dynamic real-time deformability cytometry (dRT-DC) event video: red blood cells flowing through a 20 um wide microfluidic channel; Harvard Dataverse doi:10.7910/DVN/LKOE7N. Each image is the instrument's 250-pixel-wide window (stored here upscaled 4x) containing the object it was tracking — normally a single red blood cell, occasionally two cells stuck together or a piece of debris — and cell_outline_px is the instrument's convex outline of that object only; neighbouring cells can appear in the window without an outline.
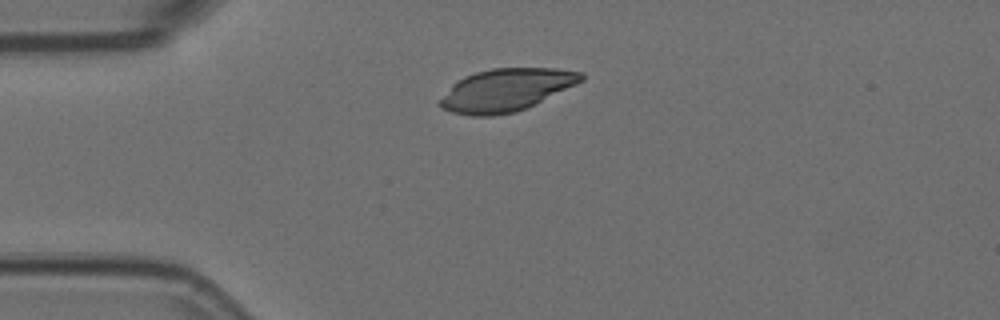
{"species": "Egyptian fruit bat (a non-hibernating species)", "species_latin": "Rousettus aegyptiacus", "temperature_condition": "room temperature", "stored_images_in_passage": 19, "camera_frame_rate_fps": 3000, "um_per_image_px": 0.085, "animal": {"sex": "female"}, "frame": {"image": 1, "passage_image": 1, "time_ms": 0.0, "image_size_px": [1000, 320], "cell_outline_px": [[584, 80], [528, 108], [516, 112], [492, 116], [472, 116], [452, 112], [440, 108], [436, 104], [452, 84], [464, 76], [476, 72], [492, 68], [556, 68], [580, 72], [584, 76]], "centroid_in_image_um": [42.99, 7.66], "position_along_channel_um": 42.0, "area_um2": 35.14}}